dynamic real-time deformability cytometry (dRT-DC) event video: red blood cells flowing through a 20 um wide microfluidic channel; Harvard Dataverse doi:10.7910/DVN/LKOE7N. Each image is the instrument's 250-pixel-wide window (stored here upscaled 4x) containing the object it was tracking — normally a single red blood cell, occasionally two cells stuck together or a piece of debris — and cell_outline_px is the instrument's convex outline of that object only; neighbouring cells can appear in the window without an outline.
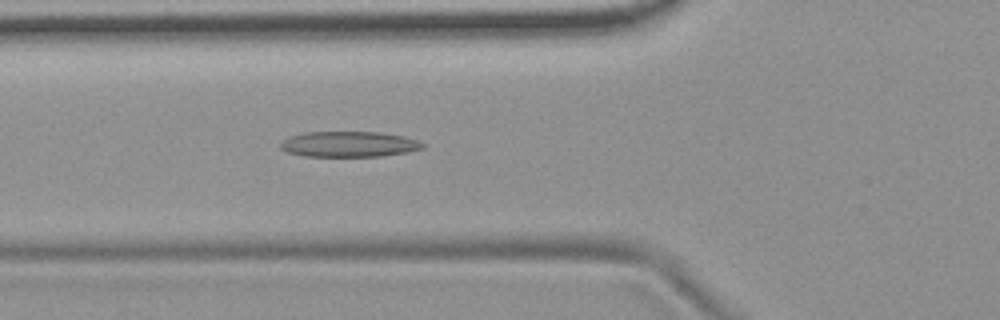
{"species": "common noctule bat (a hibernating species)", "species_latin": "Nyctalus noctula", "temperature_condition": "room temperature", "stored_images_in_passage": 52, "camera_frame_rate_fps": 3000, "um_per_image_px": 0.085, "animal": {"sex": "female", "body_mass_g": 19.9}, "frame": {"image": 1, "passage_image": 18, "time_ms": 5.667, "image_size_px": [1000, 320], "cell_outline_px": [[428, 144], [424, 148], [408, 152], [380, 156], [304, 156], [288, 152], [280, 148], [280, 144], [288, 136], [304, 132], [376, 132], [404, 136]], "centroid_in_image_um": [29.68, 12.25], "position_along_channel_um": 96.1, "area_um2": 21.21}}
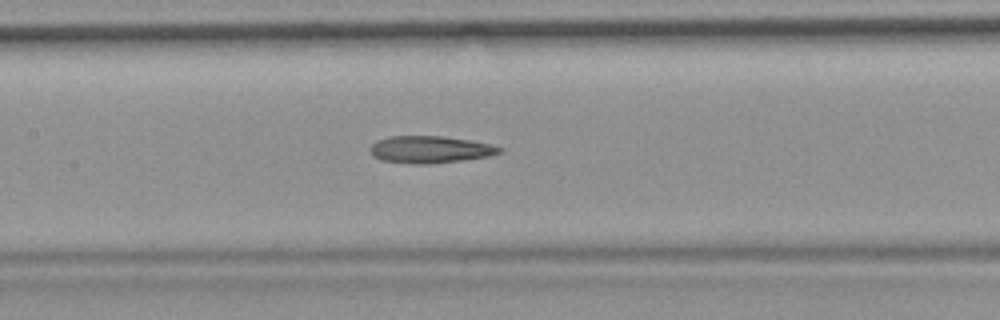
{"frame": {"image": 2, "passage_image": 24, "time_ms": 7.667, "image_size_px": [1000, 320], "cell_outline_px": [[504, 148], [500, 152], [488, 156], [460, 160], [428, 164], [412, 164], [380, 160], [372, 156], [372, 144], [376, 140], [392, 136], [440, 136], [468, 140], [488, 144]], "centroid_in_image_um": [36.51, 12.71], "position_along_channel_um": 170.9, "area_um2": 20.11}}
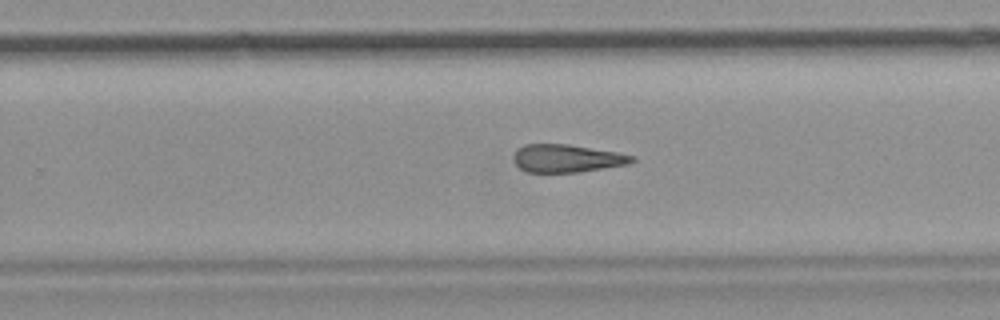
{"frame": {"image": 3, "passage_image": 33, "time_ms": 10.667, "image_size_px": [1000, 320], "cell_outline_px": [[636, 160], [628, 164], [580, 172], [528, 172], [520, 168], [516, 164], [512, 156], [524, 144], [568, 144], [616, 152], [636, 156]], "centroid_in_image_um": [48.2, 13.46], "position_along_channel_um": 281.6, "area_um2": 19.13}, "authors_computed_cell_mechanics": {"area_um2": 20.5768, "velocity_mm_per_s": 3.7114, "shape_relaxation_time_tau1_ms": null, "shape_relaxation_time_tau2_ms": 8.1146, "deformation_change_tau1": null, "deformation_change_tau2": 0.2464}}